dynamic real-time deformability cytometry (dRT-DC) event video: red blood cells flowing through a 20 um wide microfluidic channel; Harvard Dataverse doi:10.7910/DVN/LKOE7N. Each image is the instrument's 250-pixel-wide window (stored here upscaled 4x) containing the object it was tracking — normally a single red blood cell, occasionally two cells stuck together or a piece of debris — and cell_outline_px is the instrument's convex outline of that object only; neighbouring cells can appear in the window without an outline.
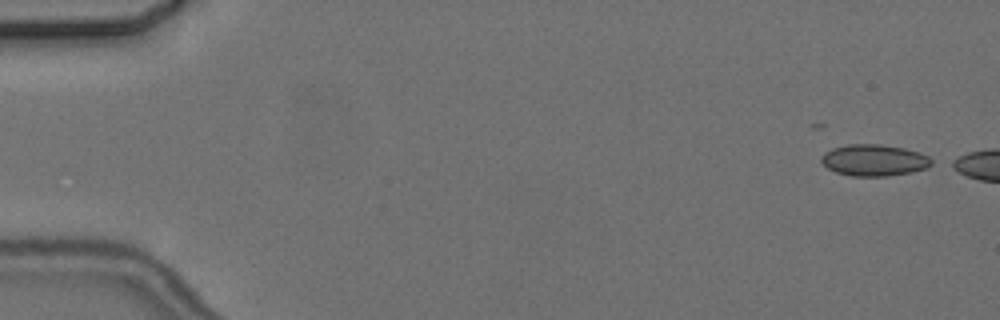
{"species": "common noctule bat (a hibernating species)", "species_latin": "Nyctalus noctula", "temperature_condition": "cold", "stored_images_in_passage": 3, "camera_frame_rate_fps": 3000, "um_per_image_px": 0.085, "animal": {"sex": "female", "body_mass_g": 24.6, "forearm_length_mm": 56.2}, "frame": {"image": 1, "passage_image": 1, "time_ms": 0.0, "image_size_px": [1000, 320], "cell_outline_px": [[936, 164], [928, 168], [912, 172], [888, 176], [852, 176], [836, 172], [828, 168], [820, 160], [820, 156], [824, 152], [832, 148], [848, 144], [880, 144], [904, 148], [920, 152], [936, 160]], "centroid_in_image_um": [74.36, 13.61], "position_along_channel_um": 10.6, "area_um2": 20.63}}